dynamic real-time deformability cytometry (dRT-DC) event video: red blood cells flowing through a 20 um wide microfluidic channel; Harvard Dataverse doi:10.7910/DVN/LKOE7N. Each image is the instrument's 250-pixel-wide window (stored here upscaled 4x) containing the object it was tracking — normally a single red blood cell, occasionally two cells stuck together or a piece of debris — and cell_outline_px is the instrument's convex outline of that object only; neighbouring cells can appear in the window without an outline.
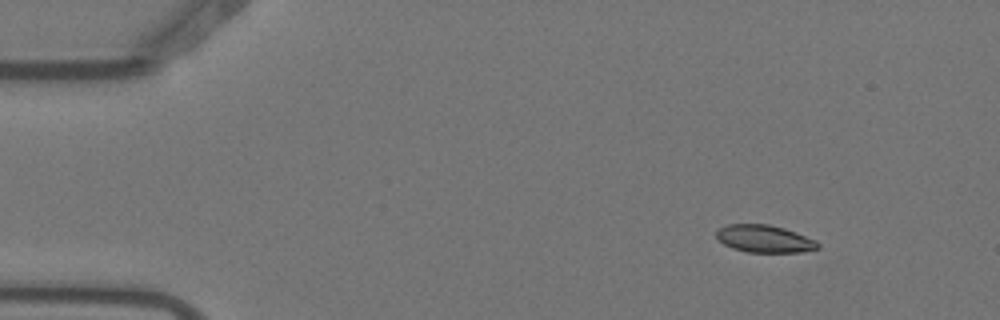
{"species": "Egyptian fruit bat (a non-hibernating species)", "species_latin": "Rousettus aegyptiacus", "temperature_condition": "warm", "stored_images_in_passage": 9, "camera_frame_rate_fps": 3000, "um_per_image_px": 0.085, "animal": {"sex": "female"}, "frame": {"image": 1, "passage_image": 1, "time_ms": 0.0, "image_size_px": [1000, 320], "cell_outline_px": [[820, 248], [800, 252], [748, 252], [732, 248], [716, 240], [716, 232], [720, 228], [728, 224], [768, 224], [784, 228], [796, 232], [816, 240], [820, 244]], "centroid_in_image_um": [64.98, 20.3], "position_along_channel_um": 20.0, "area_um2": 16.3}}
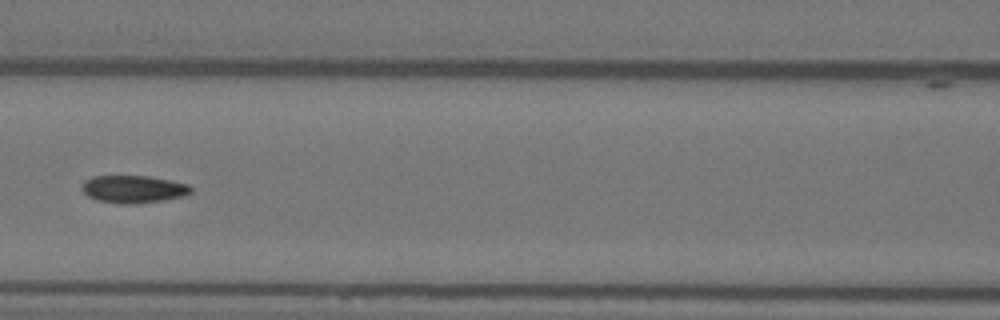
{"frame": {"image": 2, "passage_image": 6, "time_ms": 1.667, "image_size_px": [1000, 320], "cell_outline_px": [[192, 192], [184, 196], [136, 204], [120, 204], [96, 200], [88, 196], [80, 188], [84, 180], [92, 176], [148, 176], [188, 184], [192, 188]], "centroid_in_image_um": [11.3, 16.08], "position_along_channel_um": 155.3, "area_um2": 17.51}}
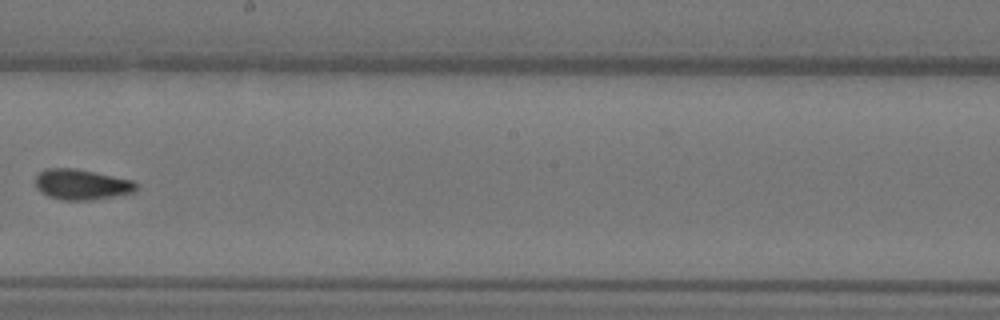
{"frame": {"image": 3, "passage_image": 8, "time_ms": 2.333, "image_size_px": [1000, 320], "cell_outline_px": [[140, 188], [136, 192], [116, 196], [88, 200], [60, 200], [48, 196], [40, 192], [36, 188], [36, 176], [40, 172], [48, 168], [76, 168], [136, 180], [140, 184]], "centroid_in_image_um": [7.02, 15.68], "position_along_channel_um": 241.2, "area_um2": 18.38}}